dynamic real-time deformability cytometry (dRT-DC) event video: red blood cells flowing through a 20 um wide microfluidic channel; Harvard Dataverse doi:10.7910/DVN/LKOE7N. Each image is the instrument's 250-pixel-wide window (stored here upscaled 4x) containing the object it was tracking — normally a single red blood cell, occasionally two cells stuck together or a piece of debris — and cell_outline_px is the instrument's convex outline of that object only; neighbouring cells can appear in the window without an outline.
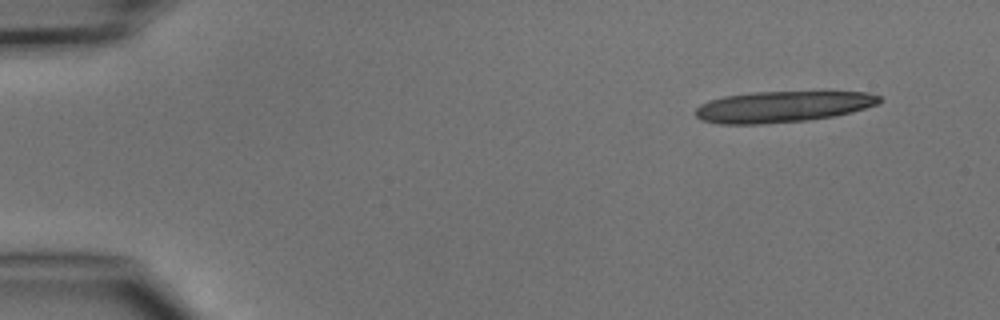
{"species": "common noctule bat (a hibernating species)", "species_latin": "Nyctalus noctula", "temperature_condition": "cold", "stored_images_in_passage": 5, "camera_frame_rate_fps": 3000, "um_per_image_px": 0.085, "animal": {"sex": "male", "body_mass_g": 15.6}, "frame": {"image": 1, "passage_image": 1, "time_ms": 0.0, "image_size_px": [1000, 320], "cell_outline_px": [[880, 104], [832, 116], [804, 120], [760, 124], [716, 124], [700, 120], [696, 116], [696, 108], [700, 104], [708, 100], [724, 96], [756, 92], [868, 92], [880, 96]], "centroid_in_image_um": [66.45, 9.07], "position_along_channel_um": 18.5, "area_um2": 33.12}}
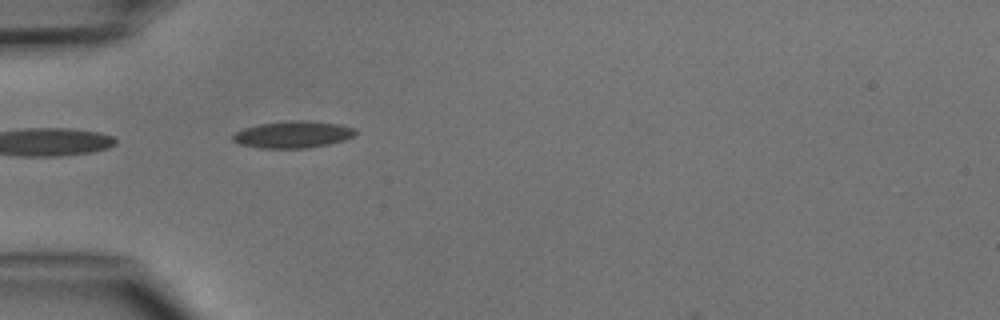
{"frame": {"image": 2, "passage_image": 4, "time_ms": 3.667, "image_size_px": [1000, 320], "cell_outline_px": [[356, 132], [352, 136], [344, 140], [328, 144], [308, 148], [260, 148], [240, 144], [232, 140], [232, 136], [236, 132], [244, 128], [260, 124], [288, 120], [304, 120], [336, 124], [356, 128]], "centroid_in_image_um": [24.88, 11.43], "position_along_channel_um": 60.1, "area_um2": 19.07}}